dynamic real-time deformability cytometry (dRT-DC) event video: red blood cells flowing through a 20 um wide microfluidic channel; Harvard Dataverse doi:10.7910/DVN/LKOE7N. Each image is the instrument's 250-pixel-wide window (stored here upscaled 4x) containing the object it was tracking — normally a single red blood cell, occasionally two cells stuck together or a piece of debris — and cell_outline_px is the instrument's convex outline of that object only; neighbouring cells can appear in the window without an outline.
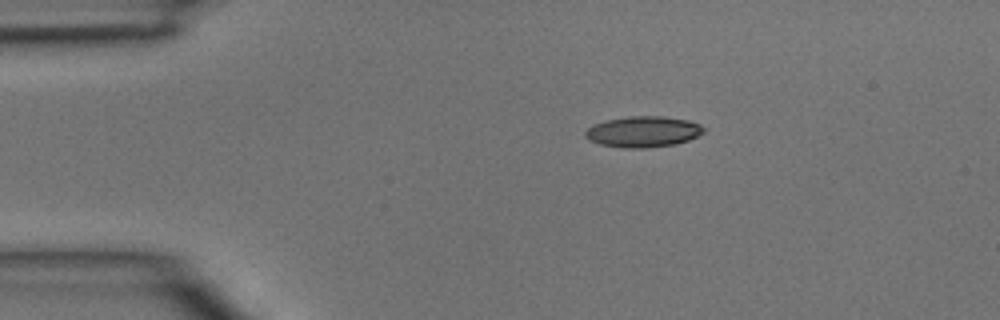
{"species": "common noctule bat (a hibernating species)", "species_latin": "Nyctalus noctula", "temperature_condition": "room temperature", "stored_images_in_passage": 37, "camera_frame_rate_fps": 3000, "um_per_image_px": 0.085, "animal": {"sex": "male", "body_mass_g": 15.6}, "frame": {"image": 1, "passage_image": 1, "time_ms": 0.0, "image_size_px": [1000, 320], "cell_outline_px": [[704, 132], [688, 140], [672, 144], [644, 148], [624, 148], [600, 144], [588, 140], [584, 136], [584, 132], [592, 124], [604, 120], [628, 116], [664, 116], [688, 120], [700, 124], [704, 128]], "centroid_in_image_um": [54.61, 11.18], "position_along_channel_um": 30.4, "area_um2": 21.39}}
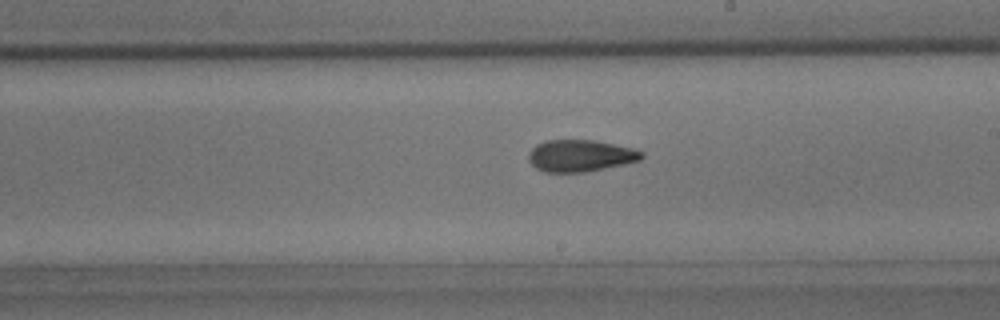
{"frame": {"image": 2, "passage_image": 18, "time_ms": 5.667, "image_size_px": [1000, 320], "cell_outline_px": [[644, 156], [640, 160], [624, 164], [584, 172], [544, 172], [536, 168], [528, 160], [528, 152], [536, 144], [544, 140], [592, 140], [632, 148], [644, 152]], "centroid_in_image_um": [49.3, 13.23], "position_along_channel_um": 239.7, "area_um2": 20.92}}
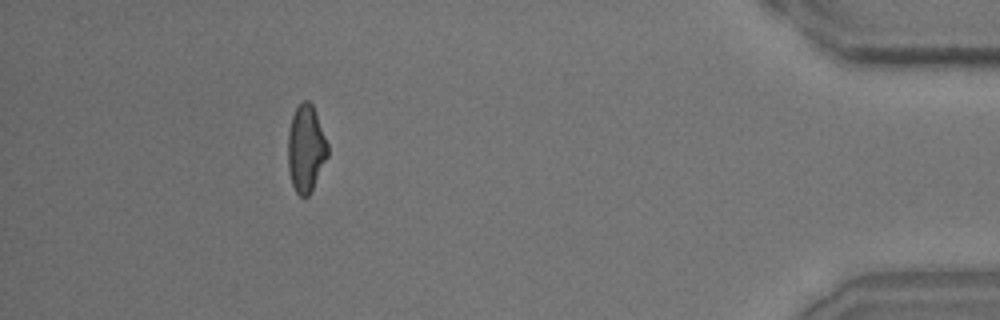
{"frame": {"image": 3, "passage_image": 33, "time_ms": 10.667, "image_size_px": [1000, 320], "cell_outline_px": [[328, 156], [308, 196], [300, 196], [296, 192], [292, 184], [288, 168], [288, 132], [292, 116], [296, 108], [304, 100], [308, 100], [312, 104], [328, 144]], "centroid_in_image_um": [25.99, 12.62], "position_along_channel_um": 409.2, "area_um2": 19.88}}